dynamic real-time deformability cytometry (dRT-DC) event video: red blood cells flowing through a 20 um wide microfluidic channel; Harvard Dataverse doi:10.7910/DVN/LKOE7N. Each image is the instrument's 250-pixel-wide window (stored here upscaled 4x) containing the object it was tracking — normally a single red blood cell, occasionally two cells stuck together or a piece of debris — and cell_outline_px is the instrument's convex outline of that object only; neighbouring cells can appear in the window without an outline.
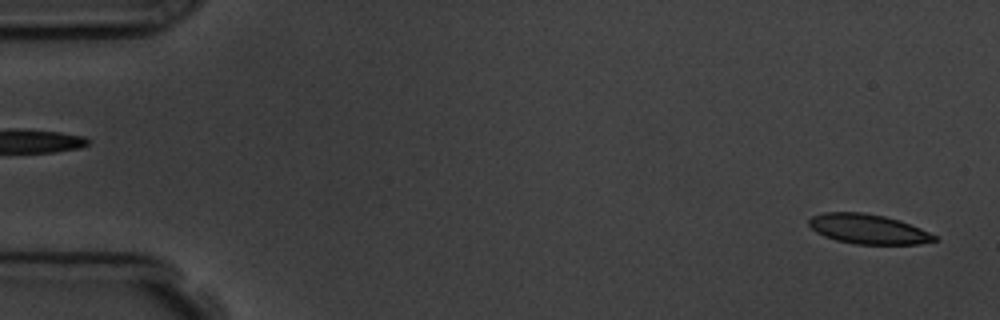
{"species": "common noctule bat (a hibernating species)", "species_latin": "Nyctalus noctula", "temperature_condition": "room temperature", "stored_images_in_passage": 3, "segment_of_instrument_passage": [2, 2], "camera_frame_rate_fps": 3000, "um_per_image_px": 0.085, "animal": {"sex": "male", "body_mass_g": 19.5, "forearm_length_mm": 54.6}, "frame": {"image": 1, "passage_image": 3, "time_ms": 3.0, "image_size_px": [1000, 320], "cell_outline_px": [[940, 240], [920, 244], [856, 244], [836, 240], [824, 236], [816, 232], [808, 224], [808, 220], [812, 216], [824, 212], [864, 212], [884, 216], [900, 220], [920, 228], [936, 236]], "centroid_in_image_um": [73.79, 19.47], "position_along_channel_um": 11.2, "area_um2": 21.79}}